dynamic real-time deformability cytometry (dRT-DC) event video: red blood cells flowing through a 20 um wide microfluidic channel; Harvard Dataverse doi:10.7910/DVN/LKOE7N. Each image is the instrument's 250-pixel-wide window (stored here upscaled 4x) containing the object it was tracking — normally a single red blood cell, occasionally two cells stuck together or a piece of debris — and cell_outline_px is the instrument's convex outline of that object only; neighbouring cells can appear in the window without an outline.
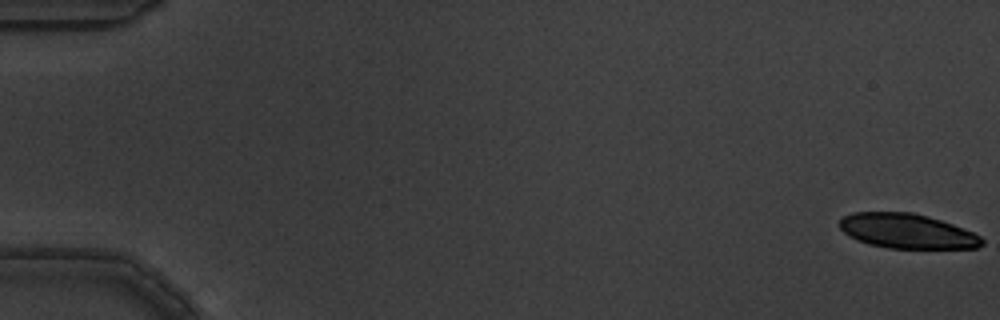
{"species": "common noctule bat (a hibernating species)", "species_latin": "Nyctalus noctula", "temperature_condition": "warm", "stored_images_in_passage": 11, "camera_frame_rate_fps": 3000, "um_per_image_px": 0.085, "animal": {"sex": "male", "body_mass_g": 19.5, "forearm_length_mm": 54.6}, "frame": {"image": 1, "passage_image": 1, "time_ms": 0.0, "image_size_px": [1000, 320], "cell_outline_px": [[984, 244], [976, 248], [892, 248], [868, 244], [856, 240], [848, 236], [840, 228], [840, 220], [844, 216], [852, 212], [912, 212], [928, 216], [952, 224], [972, 232], [980, 236], [984, 240]], "centroid_in_image_um": [77.08, 19.64], "position_along_channel_um": 7.9, "area_um2": 28.73}}
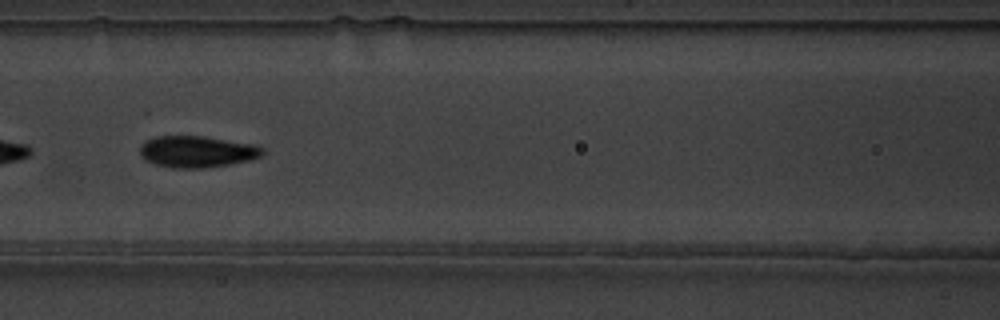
{"frame": {"image": 2, "passage_image": 8, "time_ms": 2.333, "image_size_px": [1000, 320], "cell_outline_px": [[264, 152], [260, 156], [248, 160], [228, 164], [204, 168], [172, 168], [156, 164], [144, 160], [140, 156], [140, 144], [156, 136], [204, 136], [252, 144], [264, 148]], "centroid_in_image_um": [16.7, 12.89], "position_along_channel_um": 149.9, "area_um2": 22.43}}
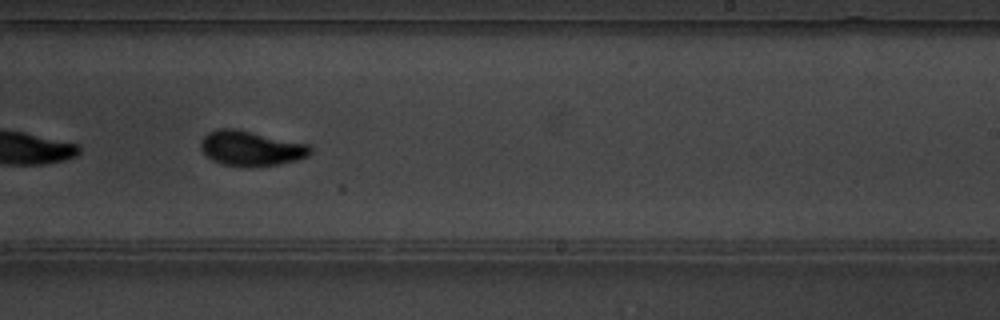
{"frame": {"image": 3, "passage_image": 11, "time_ms": 3.333, "image_size_px": [1000, 320], "cell_outline_px": [[312, 152], [308, 156], [296, 160], [276, 164], [220, 164], [212, 160], [200, 148], [200, 140], [208, 132], [216, 128], [236, 128], [308, 144], [312, 148]], "centroid_in_image_um": [21.31, 12.55], "position_along_channel_um": 267.7, "area_um2": 21.79}}